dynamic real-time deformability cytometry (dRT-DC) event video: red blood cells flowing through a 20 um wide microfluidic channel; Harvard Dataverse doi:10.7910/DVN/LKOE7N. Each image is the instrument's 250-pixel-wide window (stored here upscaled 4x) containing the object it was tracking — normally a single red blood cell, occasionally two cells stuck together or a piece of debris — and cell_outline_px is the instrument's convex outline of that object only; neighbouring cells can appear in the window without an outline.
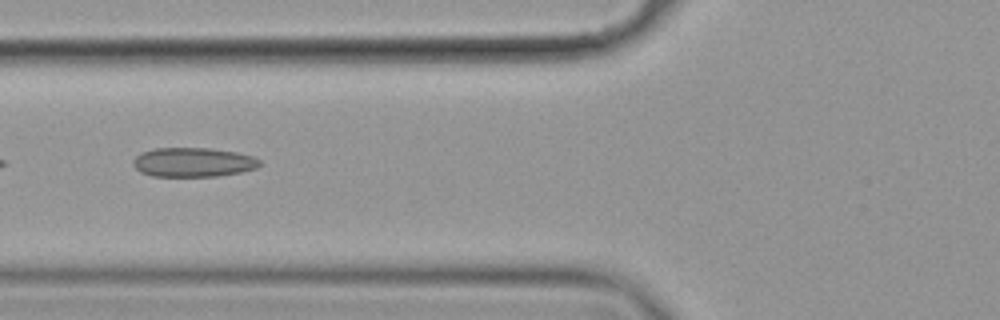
{"species": "common noctule bat (a hibernating species)", "species_latin": "Nyctalus noctula", "temperature_condition": "cold", "stored_images_in_passage": 23, "camera_frame_rate_fps": 3000, "um_per_image_px": 0.085, "animal": {"sex": "female", "body_mass_g": 19.9}, "frame": {"image": 1, "passage_image": 4, "time_ms": 1.0, "image_size_px": [1000, 320], "cell_outline_px": [[260, 164], [256, 168], [240, 172], [216, 176], [152, 176], [140, 172], [132, 164], [132, 160], [140, 152], [156, 148], [208, 148], [236, 152], [252, 156], [260, 160]], "centroid_in_image_um": [16.38, 13.79], "position_along_channel_um": 109.4, "area_um2": 21.56}}
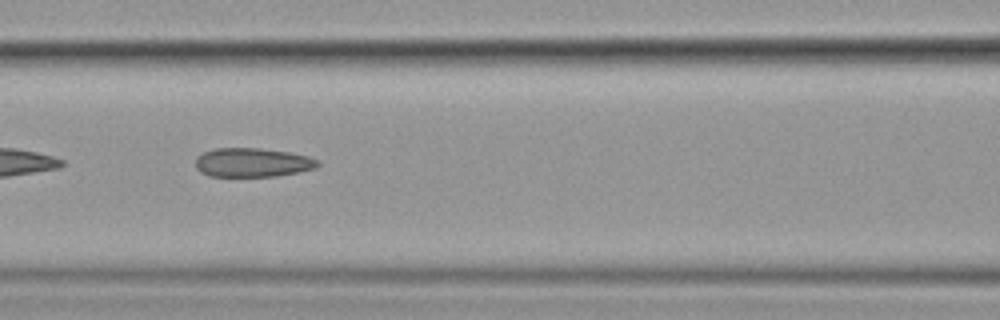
{"frame": {"image": 2, "passage_image": 7, "time_ms": 2.0, "image_size_px": [1000, 320], "cell_outline_px": [[320, 164], [316, 168], [276, 176], [208, 176], [200, 172], [196, 168], [196, 156], [204, 152], [216, 148], [260, 148], [288, 152], [308, 156], [316, 160]], "centroid_in_image_um": [21.42, 13.81], "position_along_channel_um": 145.2, "area_um2": 20.58}}
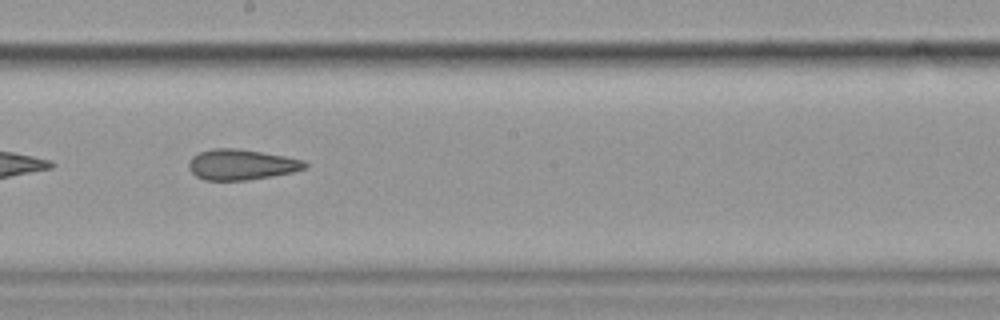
{"frame": {"image": 3, "passage_image": 14, "time_ms": 4.333, "image_size_px": [1000, 320], "cell_outline_px": [[308, 168], [292, 172], [272, 176], [244, 180], [204, 180], [196, 176], [188, 168], [188, 160], [192, 156], [200, 152], [212, 148], [236, 148], [284, 156], [304, 160], [308, 164]], "centroid_in_image_um": [20.5, 13.99], "position_along_channel_um": 227.7, "area_um2": 20.69}}